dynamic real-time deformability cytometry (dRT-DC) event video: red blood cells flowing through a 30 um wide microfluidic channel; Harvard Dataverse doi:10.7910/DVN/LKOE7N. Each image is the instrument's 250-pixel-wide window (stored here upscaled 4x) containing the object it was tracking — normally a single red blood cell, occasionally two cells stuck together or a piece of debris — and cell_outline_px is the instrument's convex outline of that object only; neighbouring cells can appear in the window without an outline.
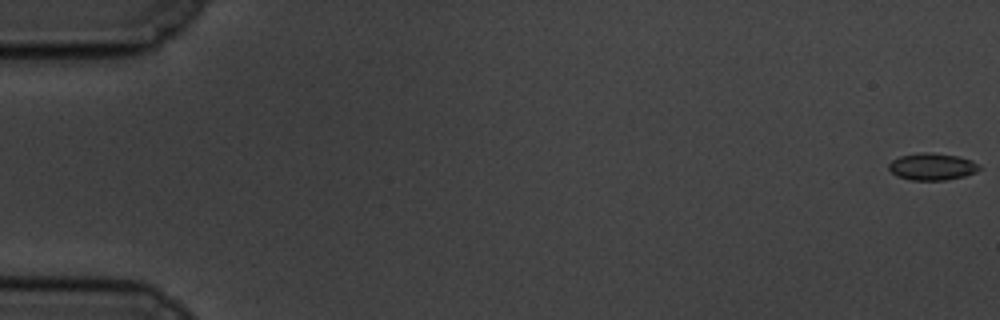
{"species": "common noctule bat (a hibernating species)", "species_latin": "Nyctalus noctula", "temperature_condition": "cold", "stored_images_in_passage": 59, "camera_frame_rate_fps": 3000, "um_per_image_px": 0.085, "animal": {"sex": "male", "body_mass_g": 19.5, "forearm_length_mm": 54.6}, "frame": {"image": 1, "passage_image": 1, "time_ms": 0.0, "image_size_px": [1000, 320], "cell_outline_px": [[984, 168], [976, 172], [964, 176], [944, 180], [912, 180], [896, 176], [888, 168], [888, 164], [892, 160], [900, 156], [920, 152], [932, 152], [960, 156], [972, 160], [980, 164]], "centroid_in_image_um": [79.27, 14.15], "position_along_channel_um": 5.7, "area_um2": 14.51}}
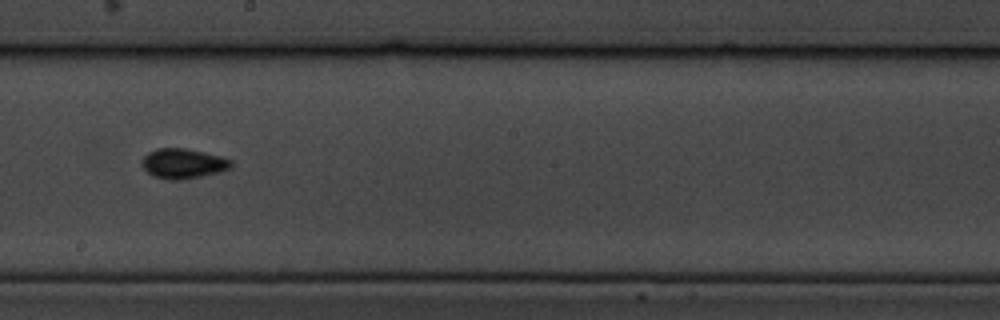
{"frame": {"image": 2, "passage_image": 34, "time_ms": 11.0, "image_size_px": [1000, 320], "cell_outline_px": [[232, 168], [220, 172], [184, 180], [168, 180], [152, 176], [140, 164], [140, 160], [148, 152], [156, 148], [184, 148], [204, 152], [220, 156], [232, 160]], "centroid_in_image_um": [15.55, 13.91], "position_along_channel_um": 232.7, "area_um2": 15.84}}
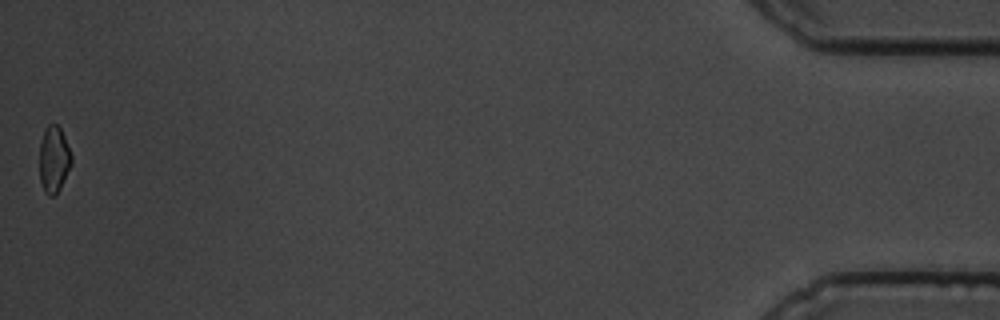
{"frame": {"image": 3, "passage_image": 59, "time_ms": 19.333, "image_size_px": [1000, 320], "cell_outline_px": [[72, 164], [60, 188], [52, 196], [48, 196], [44, 192], [40, 180], [40, 140], [44, 128], [48, 124], [56, 124], [60, 128], [64, 136], [72, 156]], "centroid_in_image_um": [4.57, 13.53], "position_along_channel_um": 430.6, "area_um2": 12.43}, "authors_computed_cell_mechanics": {"area_um2": 14.45, "velocity_mm_per_s": 3.4799, "shape_relaxation_time_tau1_ms": null, "shape_relaxation_time_tau2_ms": 6.5266, "deformation_change_tau1": null, "deformation_change_tau2": 0.0932}}